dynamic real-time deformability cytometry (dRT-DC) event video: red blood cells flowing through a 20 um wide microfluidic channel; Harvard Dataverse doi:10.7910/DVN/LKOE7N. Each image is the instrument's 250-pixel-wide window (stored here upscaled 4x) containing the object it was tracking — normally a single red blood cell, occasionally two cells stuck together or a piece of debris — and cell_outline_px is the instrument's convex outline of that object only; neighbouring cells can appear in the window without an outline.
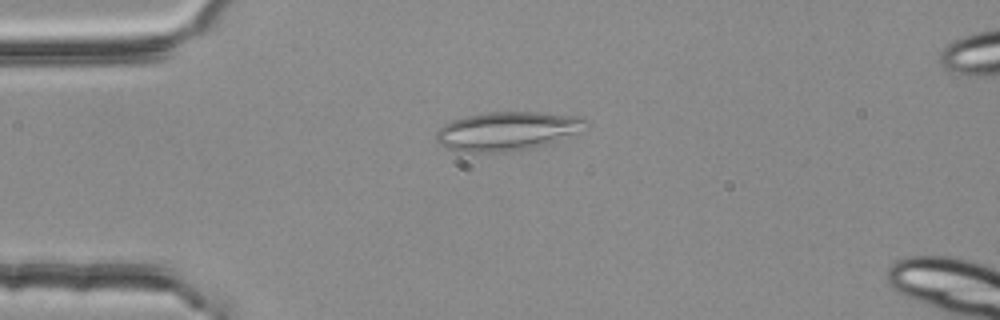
{"species": "common noctule bat (a hibernating species)", "species_latin": "Nyctalus noctula", "temperature_condition": "room temperature", "stored_images_in_passage": 3, "camera_frame_rate_fps": 3000, "um_per_image_px": 0.085, "animal": {"sex": "female", "body_mass_g": 25.1}, "frame": {"image": 1, "passage_image": 2, "time_ms": 0.333, "image_size_px": [1000, 320], "cell_outline_px": [[584, 132], [532, 148], [504, 152], [464, 152], [448, 148], [440, 144], [436, 140], [436, 132], [444, 124], [452, 120], [468, 116], [488, 112], [540, 112], [584, 116]], "centroid_in_image_um": [43.14, 11.14], "position_along_channel_um": 41.9, "area_um2": 33.87}}